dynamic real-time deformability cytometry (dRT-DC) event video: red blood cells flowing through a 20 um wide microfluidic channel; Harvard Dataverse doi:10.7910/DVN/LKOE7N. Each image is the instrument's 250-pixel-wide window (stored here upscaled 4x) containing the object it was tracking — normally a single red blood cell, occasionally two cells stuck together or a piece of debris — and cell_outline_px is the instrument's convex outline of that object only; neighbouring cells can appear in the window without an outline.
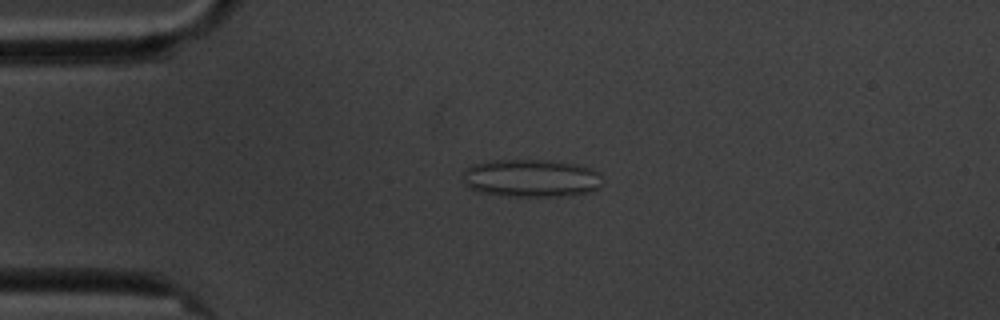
{"species": "common noctule bat (a hibernating species)", "species_latin": "Nyctalus noctula", "temperature_condition": "cold", "stored_images_in_passage": 3, "camera_frame_rate_fps": 3000, "um_per_image_px": 0.085, "animal": {"sex": "male", "body_mass_g": 20.1, "forearm_length_mm": 53.5}, "frame": {"image": 1, "passage_image": 1, "time_ms": 0.0, "image_size_px": [1000, 320], "cell_outline_px": [[604, 180], [600, 188], [592, 192], [564, 196], [508, 196], [476, 192], [464, 184], [464, 168], [472, 164], [488, 160], [548, 160], [576, 164], [600, 172]], "centroid_in_image_um": [45.16, 15.15], "position_along_channel_um": 39.8, "area_um2": 31.33}}
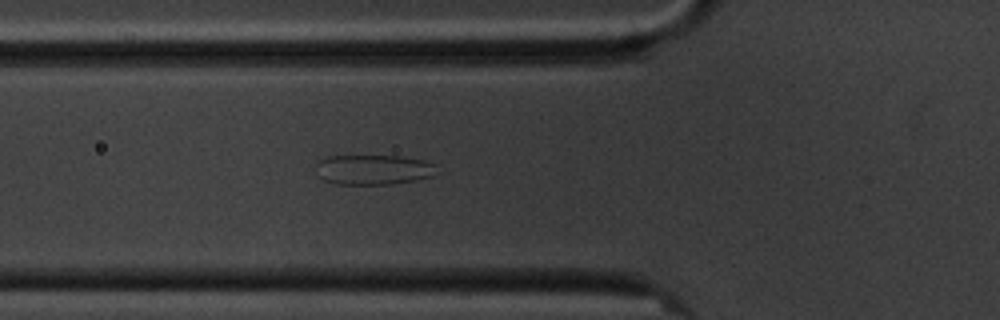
{"frame": {"image": 2, "passage_image": 3, "time_ms": 2.333, "image_size_px": [1000, 320], "cell_outline_px": [[432, 176], [420, 180], [392, 184], [336, 184], [320, 180], [316, 164], [320, 160], [328, 156], [400, 156], [424, 160], [432, 164]], "centroid_in_image_um": [31.67, 14.43], "position_along_channel_um": 94.1, "area_um2": 20.98}}